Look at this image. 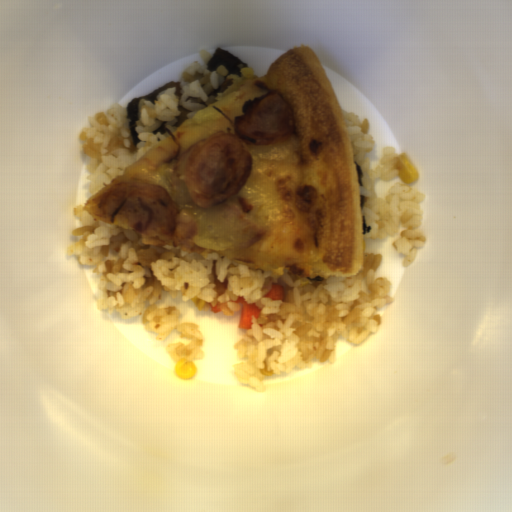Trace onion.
<instances>
[{
	"instance_id": "obj_1",
	"label": "onion",
	"mask_w": 512,
	"mask_h": 512,
	"mask_svg": "<svg viewBox=\"0 0 512 512\" xmlns=\"http://www.w3.org/2000/svg\"><path fill=\"white\" fill-rule=\"evenodd\" d=\"M194 219L197 233L185 240L192 246L220 253L254 244L267 233L230 199L212 209H204Z\"/></svg>"
}]
</instances>
